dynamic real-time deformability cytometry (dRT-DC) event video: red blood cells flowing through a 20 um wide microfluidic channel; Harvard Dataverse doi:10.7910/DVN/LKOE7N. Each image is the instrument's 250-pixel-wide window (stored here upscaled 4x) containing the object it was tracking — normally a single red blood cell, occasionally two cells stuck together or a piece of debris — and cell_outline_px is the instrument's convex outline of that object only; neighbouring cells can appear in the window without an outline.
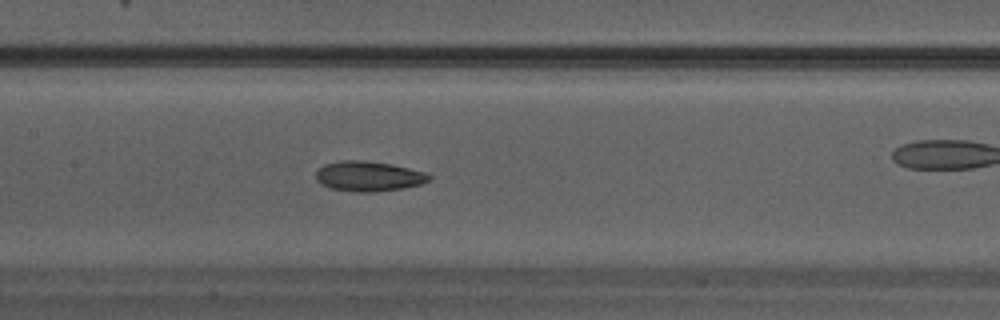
{"species": "Egyptian fruit bat (a non-hibernating species)", "species_latin": "Rousettus aegyptiacus", "temperature_condition": "warm", "stored_images_in_passage": 29, "camera_frame_rate_fps": 3000, "um_per_image_px": 0.085, "animal": {"sex": "male"}, "frame": {"image": 1, "passage_image": 16, "time_ms": 5.0, "image_size_px": [1000, 320], "cell_outline_px": [[432, 176], [428, 180], [420, 184], [400, 188], [376, 192], [356, 192], [332, 188], [320, 184], [316, 180], [316, 172], [324, 164], [340, 160], [364, 160], [392, 164], [424, 172]], "centroid_in_image_um": [31.29, 14.97], "position_along_channel_um": 176.1, "area_um2": 19.71}}